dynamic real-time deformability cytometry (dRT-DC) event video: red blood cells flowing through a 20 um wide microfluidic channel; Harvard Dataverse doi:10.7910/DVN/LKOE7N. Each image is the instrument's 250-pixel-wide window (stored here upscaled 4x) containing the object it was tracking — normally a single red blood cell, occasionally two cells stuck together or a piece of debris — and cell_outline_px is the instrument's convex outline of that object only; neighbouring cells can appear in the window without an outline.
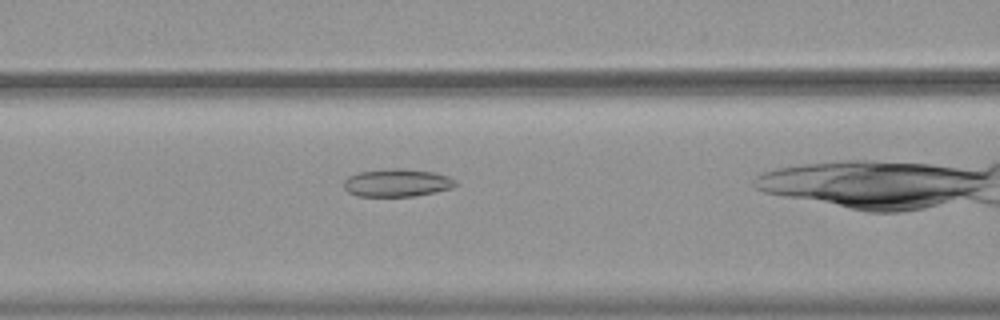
{"species": "common noctule bat (a hibernating species)", "species_latin": "Nyctalus noctula", "temperature_condition": "warm", "stored_images_in_passage": 28, "camera_frame_rate_fps": 3000, "um_per_image_px": 0.085, "animal": {"sex": "female", "body_mass_g": 19.9}, "frame": {"image": 1, "passage_image": 7, "time_ms": 2.0, "image_size_px": [1000, 320], "cell_outline_px": [[456, 184], [452, 188], [412, 196], [356, 196], [348, 192], [344, 188], [344, 180], [348, 176], [360, 172], [392, 168], [404, 168], [436, 172], [448, 176], [456, 180]], "centroid_in_image_um": [33.74, 15.53], "position_along_channel_um": 132.9, "area_um2": 18.09}}
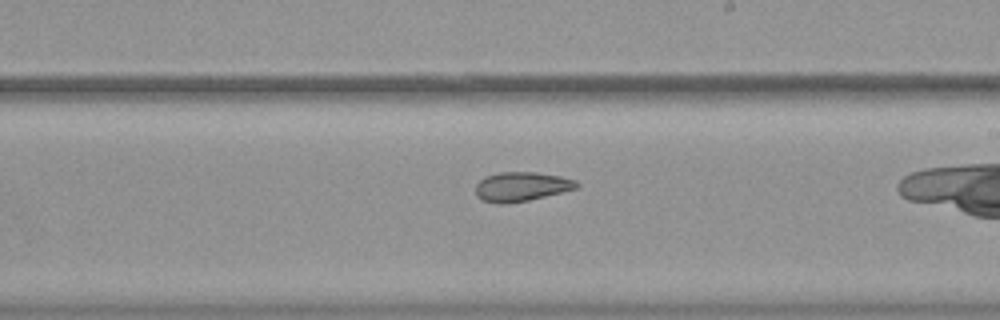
{"frame": {"image": 2, "passage_image": 16, "time_ms": 5.0, "image_size_px": [1000, 320], "cell_outline_px": [[580, 188], [528, 200], [504, 204], [496, 204], [480, 200], [476, 196], [476, 184], [484, 176], [500, 172], [536, 172], [560, 176], [576, 180], [580, 184]], "centroid_in_image_um": [44.32, 15.86], "position_along_channel_um": 244.7, "area_um2": 17.51}}
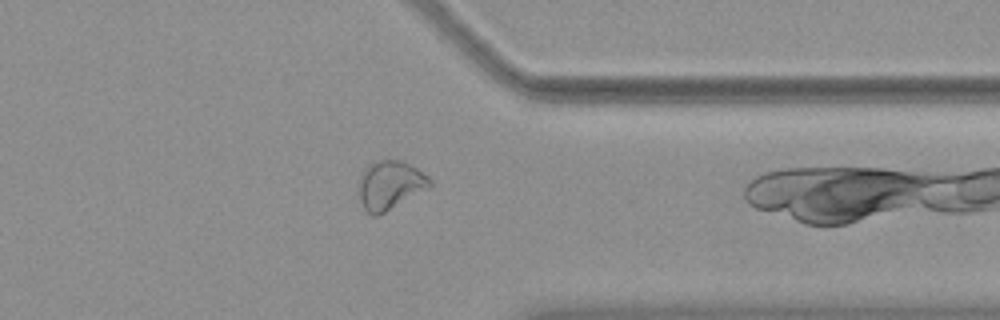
{"frame": {"image": 3, "passage_image": 27, "time_ms": 8.667, "image_size_px": [1000, 320], "cell_outline_px": [[432, 184], [428, 188], [384, 212], [376, 216], [372, 216], [364, 208], [360, 200], [356, 184], [364, 168], [368, 164], [376, 160], [400, 160], [412, 164], [428, 176], [432, 180]], "centroid_in_image_um": [33.12, 15.7], "position_along_channel_um": 378.3, "area_um2": 20.35}}